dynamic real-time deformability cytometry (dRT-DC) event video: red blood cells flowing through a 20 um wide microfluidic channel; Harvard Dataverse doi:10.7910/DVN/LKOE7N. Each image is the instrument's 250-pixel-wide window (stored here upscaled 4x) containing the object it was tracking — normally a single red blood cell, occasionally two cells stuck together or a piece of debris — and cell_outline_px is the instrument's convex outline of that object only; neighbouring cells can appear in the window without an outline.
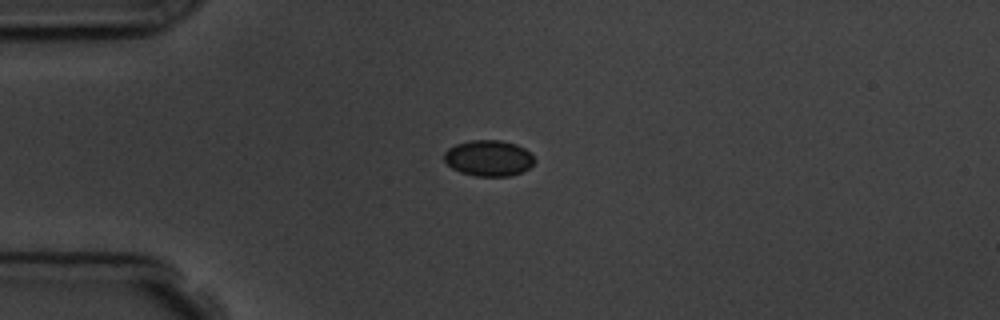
{"species": "common noctule bat (a hibernating species)", "species_latin": "Nyctalus noctula", "temperature_condition": "room temperature", "stored_images_in_passage": 2, "camera_frame_rate_fps": 3000, "um_per_image_px": 0.085, "animal": {"sex": "male", "body_mass_g": 19.5, "forearm_length_mm": 54.6}, "frame": {"image": 1, "passage_image": 1, "time_ms": 0.0, "image_size_px": [1000, 320], "cell_outline_px": [[536, 160], [528, 168], [520, 172], [508, 176], [476, 176], [460, 172], [452, 168], [444, 160], [444, 152], [448, 148], [456, 144], [472, 140], [500, 140], [516, 144], [524, 148]], "centroid_in_image_um": [41.51, 13.44], "position_along_channel_um": 43.5, "area_um2": 18.79}}